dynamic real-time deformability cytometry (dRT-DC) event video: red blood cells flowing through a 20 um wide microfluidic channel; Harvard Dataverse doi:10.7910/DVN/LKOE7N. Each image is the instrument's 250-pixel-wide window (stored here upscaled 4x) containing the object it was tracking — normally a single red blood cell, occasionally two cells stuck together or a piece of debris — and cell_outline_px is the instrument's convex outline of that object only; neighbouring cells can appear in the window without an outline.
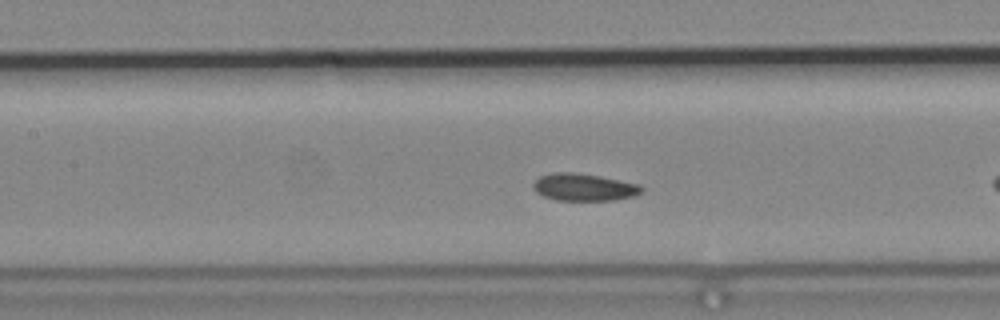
{"species": "common noctule bat (a hibernating species)", "species_latin": "Nyctalus noctula", "temperature_condition": "cold", "stored_images_in_passage": 25, "camera_frame_rate_fps": 3000, "um_per_image_px": 0.085, "animal": {"sex": "male", "body_mass_g": 19.2, "forearm_length_mm": 51.8}, "frame": {"image": 1, "passage_image": 11, "time_ms": 3.333, "image_size_px": [1000, 320], "cell_outline_px": [[644, 188], [640, 192], [632, 196], [612, 200], [556, 200], [544, 196], [536, 192], [532, 184], [540, 176], [556, 172], [572, 172], [600, 176], [640, 184]], "centroid_in_image_um": [49.63, 15.9], "position_along_channel_um": 157.8, "area_um2": 17.05}}
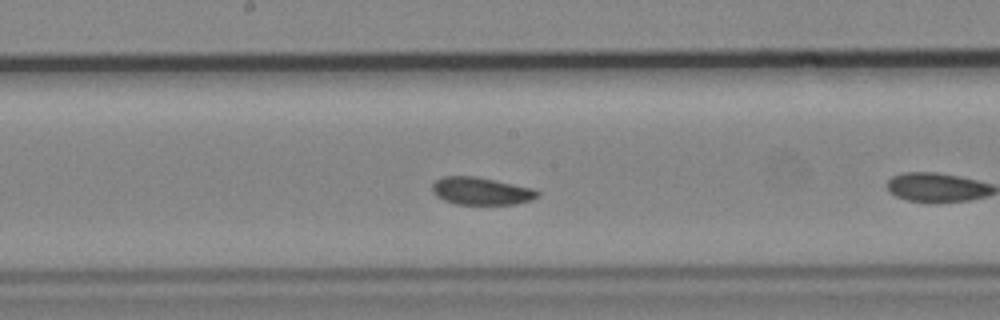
{"frame": {"image": 2, "passage_image": 15, "time_ms": 4.667, "image_size_px": [1000, 320], "cell_outline_px": [[540, 196], [532, 200], [516, 204], [456, 204], [444, 200], [436, 196], [432, 192], [432, 184], [436, 180], [444, 176], [476, 176], [496, 180], [532, 188], [540, 192]], "centroid_in_image_um": [40.91, 16.24], "position_along_channel_um": 207.3, "area_um2": 16.99}}
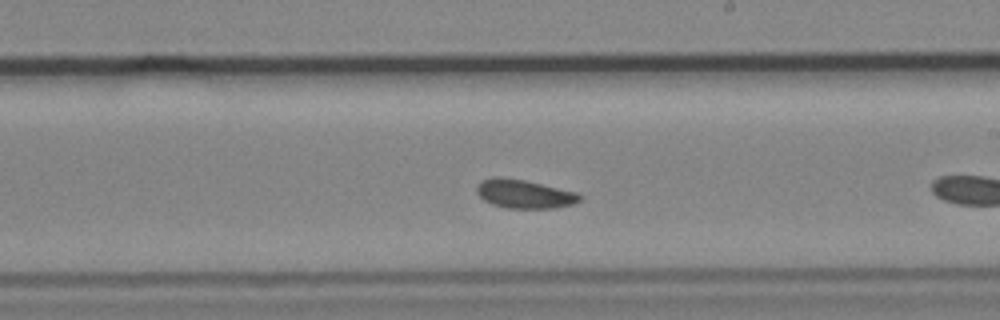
{"frame": {"image": 3, "passage_image": 18, "time_ms": 5.667, "image_size_px": [1000, 320], "cell_outline_px": [[584, 196], [580, 200], [572, 204], [552, 208], [504, 208], [492, 204], [484, 200], [476, 192], [476, 184], [480, 180], [492, 176], [500, 176], [524, 180], [576, 192]], "centroid_in_image_um": [44.51, 16.47], "position_along_channel_um": 244.5, "area_um2": 17.34}}